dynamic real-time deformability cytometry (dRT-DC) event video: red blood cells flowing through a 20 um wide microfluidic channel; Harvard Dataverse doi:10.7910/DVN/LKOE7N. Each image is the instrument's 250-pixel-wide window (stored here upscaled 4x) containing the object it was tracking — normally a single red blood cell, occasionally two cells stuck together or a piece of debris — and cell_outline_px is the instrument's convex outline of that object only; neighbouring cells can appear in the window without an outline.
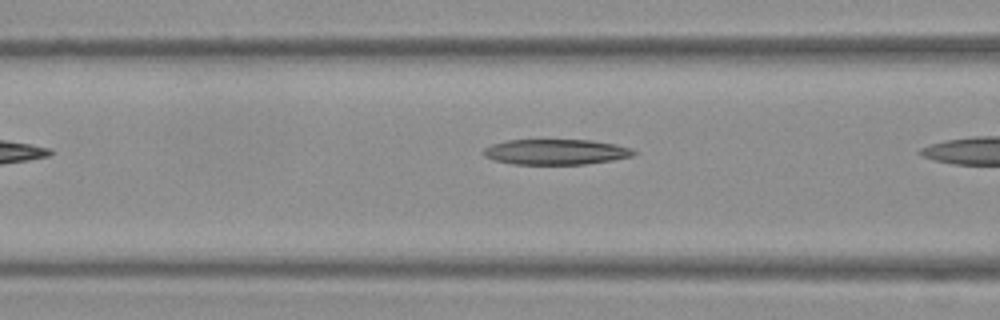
{"species": "Egyptian fruit bat (a non-hibernating species)", "species_latin": "Rousettus aegyptiacus", "temperature_condition": "warm", "stored_images_in_passage": 6, "camera_frame_rate_fps": 3000, "um_per_image_px": 0.085, "frame": {"image": 1, "passage_image": 5, "time_ms": 1.333, "image_size_px": [1000, 320], "cell_outline_px": [[636, 152], [632, 156], [612, 160], [584, 164], [512, 164], [496, 160], [484, 156], [480, 152], [484, 148], [492, 144], [508, 140], [592, 140], [616, 144], [632, 148]], "centroid_in_image_um": [47.24, 12.91], "position_along_channel_um": 119.4, "area_um2": 22.25}}